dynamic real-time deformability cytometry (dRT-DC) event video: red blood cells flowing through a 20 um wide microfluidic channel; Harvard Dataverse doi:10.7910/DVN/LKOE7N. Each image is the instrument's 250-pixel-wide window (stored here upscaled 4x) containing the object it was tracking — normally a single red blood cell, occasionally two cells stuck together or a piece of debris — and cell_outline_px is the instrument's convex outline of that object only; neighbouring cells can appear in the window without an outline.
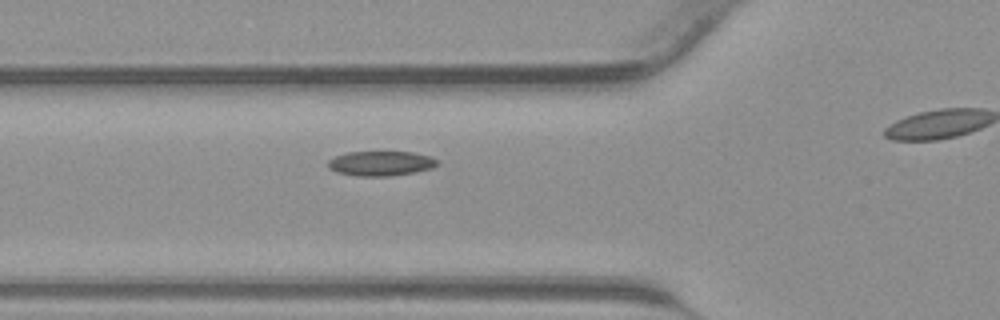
{"species": "common noctule bat (a hibernating species)", "species_latin": "Nyctalus noctula", "temperature_condition": "warm", "stored_images_in_passage": 22, "camera_frame_rate_fps": 3000, "um_per_image_px": 0.085, "animal": {"sex": "male", "body_mass_g": 23.1, "forearm_length_mm": 52.7}, "frame": {"image": 1, "passage_image": 2, "time_ms": 0.333, "image_size_px": [1000, 320], "cell_outline_px": [[436, 164], [432, 168], [392, 176], [356, 176], [336, 172], [328, 168], [328, 160], [336, 156], [348, 152], [412, 152], [428, 156], [436, 160]], "centroid_in_image_um": [32.3, 13.89], "position_along_channel_um": 93.5, "area_um2": 15.55}}
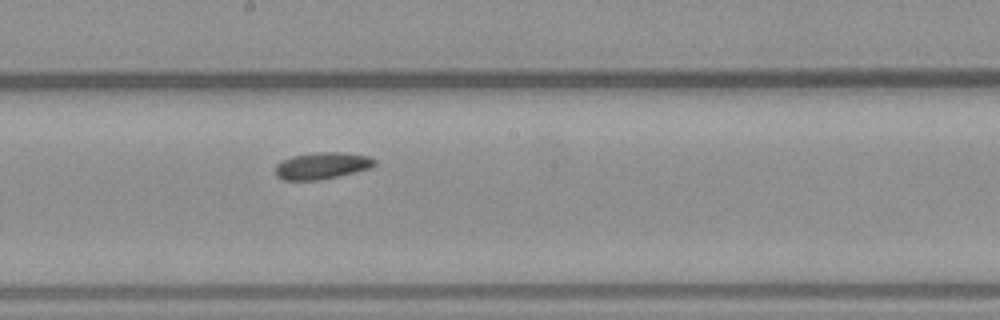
{"frame": {"image": 2, "passage_image": 10, "time_ms": 3.0, "image_size_px": [1000, 320], "cell_outline_px": [[376, 164], [372, 168], [320, 180], [284, 180], [276, 176], [276, 164], [280, 160], [292, 156], [316, 152], [340, 152], [368, 156], [376, 160]], "centroid_in_image_um": [27.36, 14.08], "position_along_channel_um": 220.8, "area_um2": 15.55}}
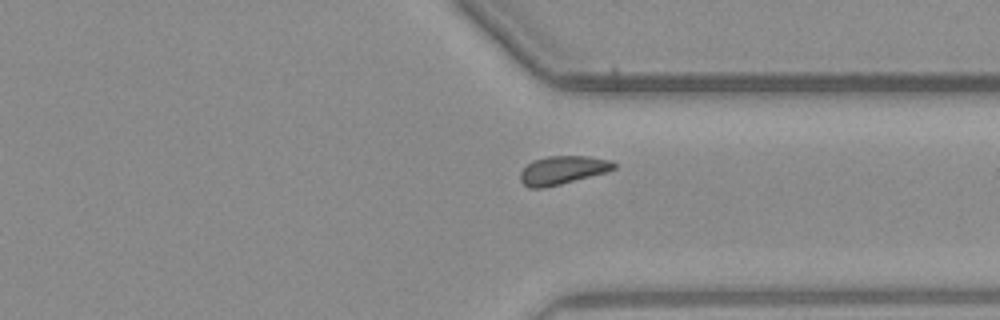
{"frame": {"image": 3, "passage_image": 19, "time_ms": 6.0, "image_size_px": [1000, 320], "cell_outline_px": [[616, 168], [604, 172], [560, 184], [544, 188], [528, 188], [520, 180], [520, 172], [532, 160], [548, 156], [588, 156], [612, 160], [616, 164]], "centroid_in_image_um": [47.8, 14.45], "position_along_channel_um": 363.6, "area_um2": 15.37}}